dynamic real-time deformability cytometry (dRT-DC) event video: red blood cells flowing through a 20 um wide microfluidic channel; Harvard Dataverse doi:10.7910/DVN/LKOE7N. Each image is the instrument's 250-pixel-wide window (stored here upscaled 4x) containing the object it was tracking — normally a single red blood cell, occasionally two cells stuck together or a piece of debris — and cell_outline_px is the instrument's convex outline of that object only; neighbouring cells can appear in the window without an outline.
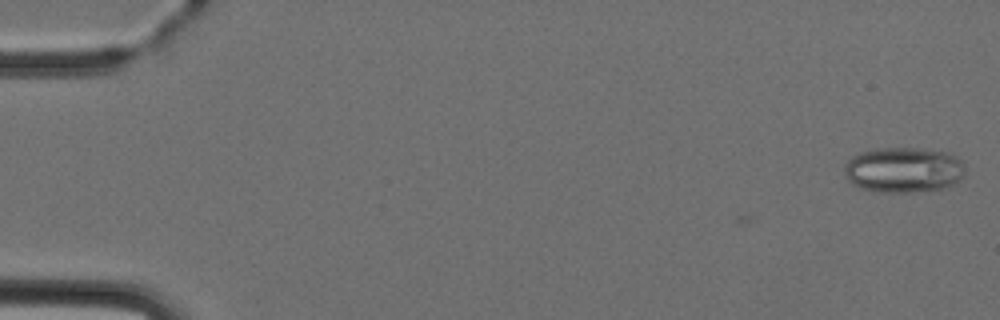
{"species": "Egyptian fruit bat (a non-hibernating species)", "species_latin": "Rousettus aegyptiacus", "temperature_condition": "cold", "stored_images_in_passage": 2, "camera_frame_rate_fps": 3000, "um_per_image_px": 0.085, "animal": {"sex": "female"}, "frame": {"image": 1, "passage_image": 2, "time_ms": 1.0, "image_size_px": [1000, 320], "cell_outline_px": [[964, 176], [960, 180], [944, 188], [912, 192], [880, 192], [860, 188], [852, 184], [848, 180], [844, 172], [844, 164], [852, 156], [860, 152], [876, 148], [916, 148], [948, 152], [964, 160]], "centroid_in_image_um": [76.81, 14.43], "position_along_channel_um": 8.2, "area_um2": 32.31}}